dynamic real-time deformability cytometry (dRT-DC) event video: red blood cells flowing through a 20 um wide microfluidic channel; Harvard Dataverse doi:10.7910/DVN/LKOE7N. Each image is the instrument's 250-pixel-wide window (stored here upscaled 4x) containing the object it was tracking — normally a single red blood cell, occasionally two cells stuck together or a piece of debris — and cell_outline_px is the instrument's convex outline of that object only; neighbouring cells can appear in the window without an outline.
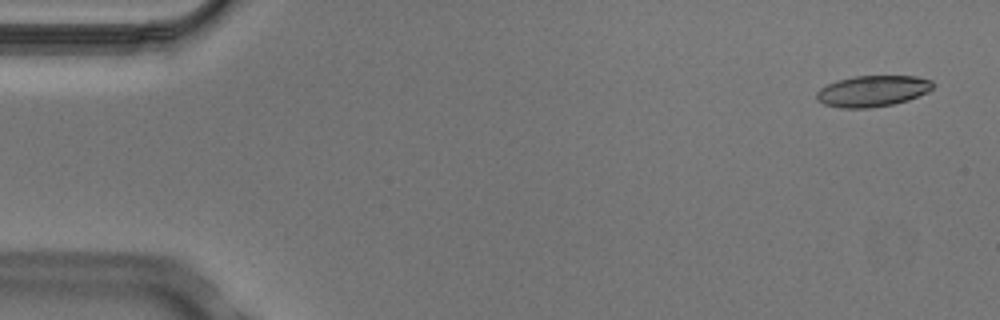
{"species": "Egyptian fruit bat (a non-hibernating species)", "species_latin": "Rousettus aegyptiacus", "temperature_condition": "cold", "stored_images_in_passage": 4, "camera_frame_rate_fps": 3000, "um_per_image_px": 0.085, "animal": {"sex": "male"}, "frame": {"image": 1, "passage_image": 1, "time_ms": 0.0, "image_size_px": [1000, 320], "cell_outline_px": [[936, 84], [928, 92], [908, 100], [892, 104], [868, 108], [840, 108], [824, 104], [816, 100], [816, 92], [820, 88], [836, 80], [856, 76], [916, 76], [932, 80]], "centroid_in_image_um": [74.17, 7.73], "position_along_channel_um": 10.8, "area_um2": 21.21}}